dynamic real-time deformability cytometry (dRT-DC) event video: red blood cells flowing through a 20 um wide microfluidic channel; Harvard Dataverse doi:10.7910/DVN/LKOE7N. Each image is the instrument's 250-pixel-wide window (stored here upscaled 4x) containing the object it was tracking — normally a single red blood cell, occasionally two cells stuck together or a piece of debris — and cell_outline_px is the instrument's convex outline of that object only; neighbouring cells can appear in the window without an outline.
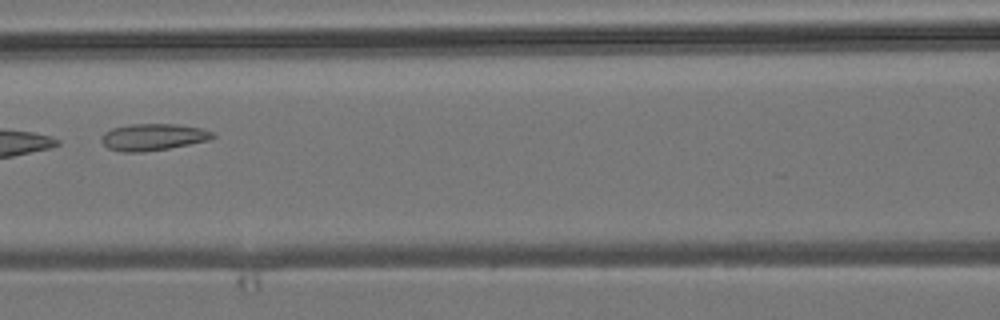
{"species": "common noctule bat (a hibernating species)", "species_latin": "Nyctalus noctula", "temperature_condition": "room temperature", "stored_images_in_passage": 3, "camera_frame_rate_fps": 3000, "um_per_image_px": 0.085, "animal": {"sex": "male", "body_mass_g": 19.2, "forearm_length_mm": 51.8}, "frame": {"image": 1, "passage_image": 3, "time_ms": 2.333, "image_size_px": [1000, 320], "cell_outline_px": [[216, 136], [208, 140], [168, 148], [144, 152], [120, 152], [108, 148], [100, 140], [100, 136], [104, 132], [112, 128], [132, 124], [176, 124], [200, 128], [212, 132]], "centroid_in_image_um": [12.95, 11.65], "position_along_channel_um": 153.6, "area_um2": 17.28}}